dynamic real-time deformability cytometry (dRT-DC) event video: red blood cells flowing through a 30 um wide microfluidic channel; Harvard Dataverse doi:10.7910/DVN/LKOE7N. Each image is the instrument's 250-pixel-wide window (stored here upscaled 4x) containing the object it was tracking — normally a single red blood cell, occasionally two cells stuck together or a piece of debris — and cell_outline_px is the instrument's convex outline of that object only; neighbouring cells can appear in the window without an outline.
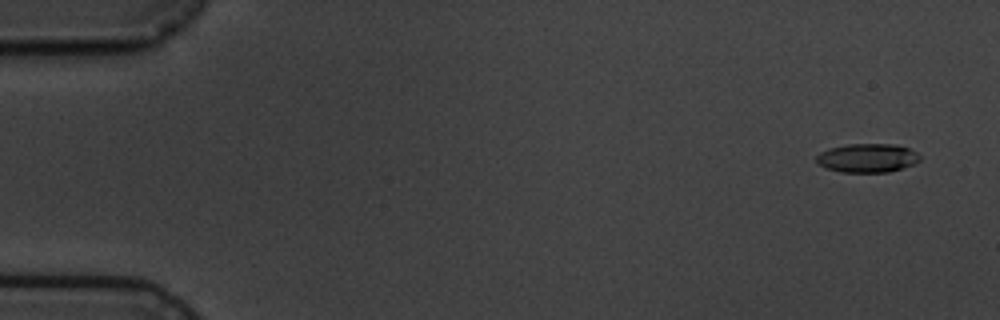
{"species": "common noctule bat (a hibernating species)", "species_latin": "Nyctalus noctula", "temperature_condition": "cold", "stored_images_in_passage": 6, "segment_of_instrument_passage": [1, 2], "camera_frame_rate_fps": 3000, "um_per_image_px": 0.085, "animal": {"sex": "male", "body_mass_g": 19.5, "forearm_length_mm": 54.6}, "frame": {"image": 1, "passage_image": 1, "time_ms": 0.0, "image_size_px": [1000, 320], "cell_outline_px": [[920, 160], [904, 168], [888, 172], [840, 172], [824, 168], [816, 160], [816, 156], [820, 152], [828, 148], [848, 144], [896, 144], [908, 148], [916, 152], [920, 156]], "centroid_in_image_um": [73.71, 13.43], "position_along_channel_um": 11.3, "area_um2": 17.46}}
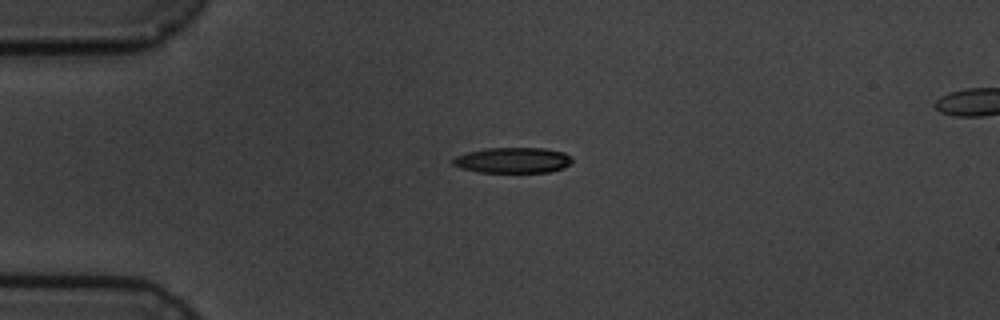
{"frame": {"image": 2, "passage_image": 4, "time_ms": 3.667, "image_size_px": [1000, 320], "cell_outline_px": [[572, 164], [564, 168], [548, 172], [480, 172], [460, 168], [452, 164], [452, 160], [456, 156], [468, 152], [484, 148], [544, 148], [564, 152], [572, 156]], "centroid_in_image_um": [43.62, 13.62], "position_along_channel_um": 41.4, "area_um2": 17.92}}